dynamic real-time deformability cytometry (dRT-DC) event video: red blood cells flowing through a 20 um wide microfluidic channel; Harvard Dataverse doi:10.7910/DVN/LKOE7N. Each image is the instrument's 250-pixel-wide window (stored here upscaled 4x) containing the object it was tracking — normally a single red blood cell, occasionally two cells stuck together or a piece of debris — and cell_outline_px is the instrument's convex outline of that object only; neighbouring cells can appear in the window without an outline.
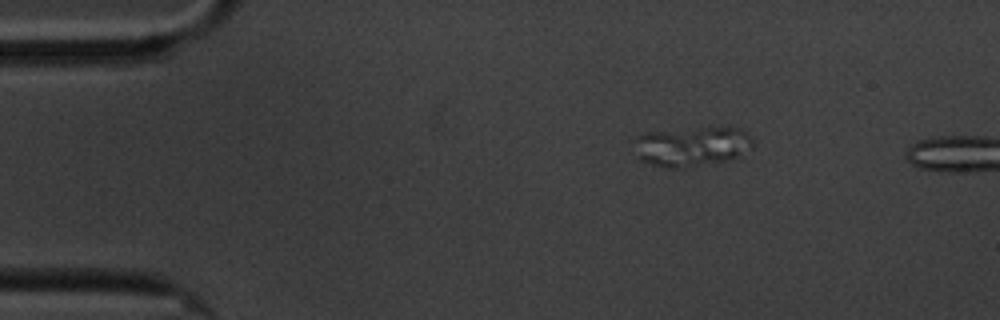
{"species": "common noctule bat (a hibernating species)", "species_latin": "Nyctalus noctula", "temperature_condition": "cold", "stored_images_in_passage": 2, "segment_of_instrument_passage": [1, 2], "camera_frame_rate_fps": 3000, "um_per_image_px": 0.085, "animal": {"sex": "male", "body_mass_g": 20.1, "forearm_length_mm": 53.5}, "frame": {"image": 1, "passage_image": 1, "time_ms": 0.0, "image_size_px": [1000, 320], "cell_outline_px": [[752, 148], [728, 160], [680, 168], [664, 168], [640, 160], [636, 136], [648, 132], [704, 128], [740, 128], [752, 140]], "centroid_in_image_um": [58.81, 12.45], "position_along_channel_um": 26.2, "area_um2": 26.59}}